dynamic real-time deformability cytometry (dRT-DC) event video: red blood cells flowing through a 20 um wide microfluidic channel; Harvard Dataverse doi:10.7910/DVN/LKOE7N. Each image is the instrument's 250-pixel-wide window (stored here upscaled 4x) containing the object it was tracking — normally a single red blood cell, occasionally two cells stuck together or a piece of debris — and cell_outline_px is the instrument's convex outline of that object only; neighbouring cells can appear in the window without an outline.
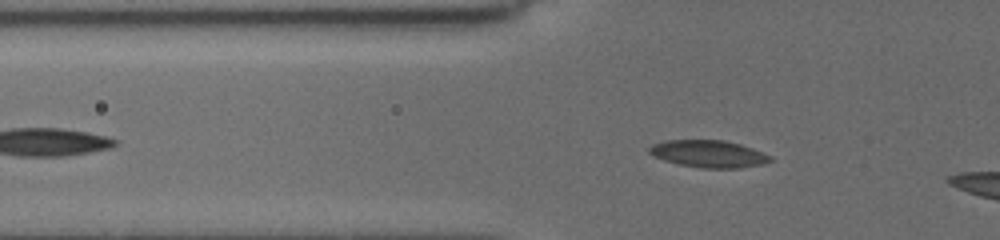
{"species": "common noctule bat (a hibernating species)", "species_latin": "Nyctalus noctula", "temperature_condition": "cold", "stored_images_in_passage": 21, "camera_frame_rate_fps": 3000, "um_per_image_px": 0.085, "animal": {"sex": "female", "body_mass_g": 19.5, "forearm_length_mm": 54.1}, "frame": {"image": 1, "passage_image": 9, "time_ms": 3.0, "image_size_px": [1000, 240], "cell_outline_px": [[772, 160], [764, 164], [740, 168], [700, 168], [680, 164], [664, 160], [648, 152], [648, 148], [652, 144], [664, 140], [724, 140], [740, 144], [752, 148], [772, 156]], "centroid_in_image_um": [60.25, 13.07], "position_along_channel_um": 65.6, "area_um2": 19.19}}
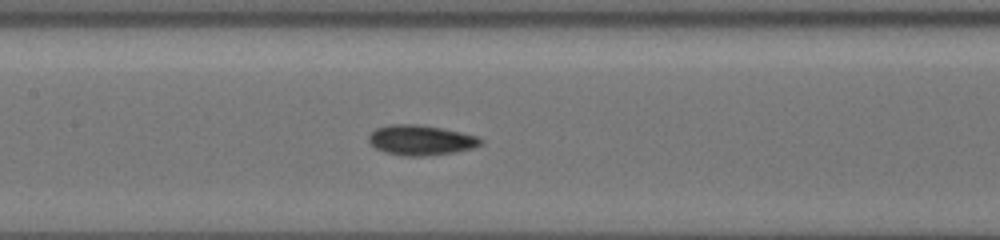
{"frame": {"image": 2, "passage_image": 17, "time_ms": 6.0, "image_size_px": [1000, 240], "cell_outline_px": [[484, 144], [472, 148], [456, 152], [424, 156], [404, 156], [384, 152], [376, 148], [368, 140], [368, 136], [376, 128], [388, 124], [416, 124], [440, 128], [460, 132], [476, 136], [484, 140]], "centroid_in_image_um": [35.77, 11.91], "position_along_channel_um": 171.6, "area_um2": 19.65}}
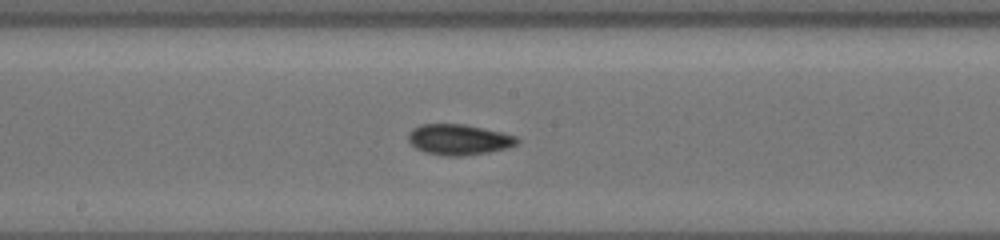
{"frame": {"image": 3, "passage_image": 20, "time_ms": 7.0, "image_size_px": [1000, 240], "cell_outline_px": [[520, 140], [516, 144], [508, 148], [488, 152], [460, 156], [444, 156], [424, 152], [416, 148], [408, 140], [408, 132], [412, 128], [420, 124], [464, 124], [500, 132], [516, 136]], "centroid_in_image_um": [38.97, 11.86], "position_along_channel_um": 209.2, "area_um2": 19.42}}